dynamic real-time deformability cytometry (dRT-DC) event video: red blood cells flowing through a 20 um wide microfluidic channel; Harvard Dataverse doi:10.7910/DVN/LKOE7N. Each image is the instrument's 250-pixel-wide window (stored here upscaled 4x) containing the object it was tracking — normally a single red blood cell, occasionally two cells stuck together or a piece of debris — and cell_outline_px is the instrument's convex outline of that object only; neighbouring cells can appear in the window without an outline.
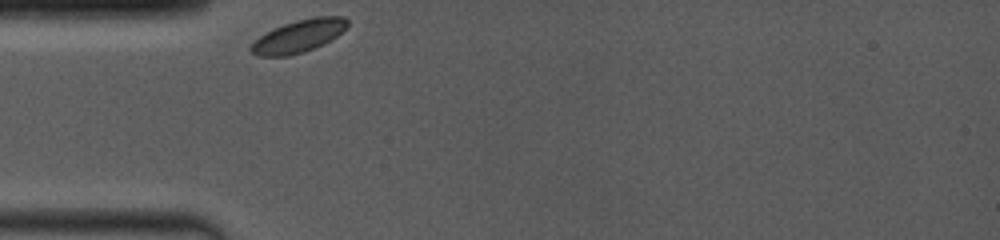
{"species": "common noctule bat (a hibernating species)", "species_latin": "Nyctalus noctula", "temperature_condition": "room temperature", "stored_images_in_passage": 39, "camera_frame_rate_fps": 4000, "um_per_image_px": 0.085, "animal": {"sex": "female", "body_mass_g": 19.0, "forearm_length_mm": 53.3}, "frame": {"image": 1, "passage_image": 1, "time_ms": 0.0, "image_size_px": [1000, 240], "cell_outline_px": [[348, 28], [324, 44], [304, 52], [288, 56], [260, 56], [252, 52], [248, 48], [260, 36], [272, 28], [296, 20], [312, 16], [344, 16], [348, 20]], "centroid_in_image_um": [25.42, 3.05], "position_along_channel_um": 59.6, "area_um2": 18.44}}
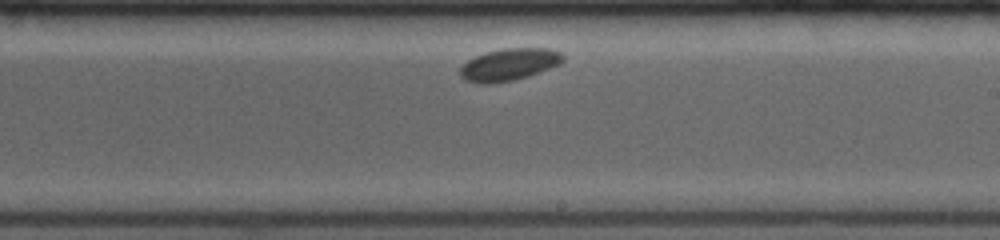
{"frame": {"image": 2, "passage_image": 22, "time_ms": 5.25, "image_size_px": [1000, 240], "cell_outline_px": [[564, 60], [560, 64], [528, 76], [512, 80], [488, 84], [464, 80], [460, 76], [460, 68], [468, 60], [476, 56], [488, 52], [504, 48], [552, 48], [560, 52], [564, 56]], "centroid_in_image_um": [43.3, 5.47], "position_along_channel_um": 245.7, "area_um2": 19.07}}
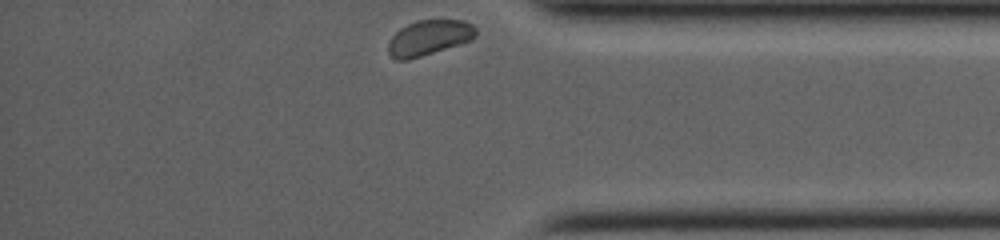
{"frame": {"image": 3, "passage_image": 39, "time_ms": 9.5, "image_size_px": [1000, 240], "cell_outline_px": [[476, 36], [472, 40], [460, 44], [408, 60], [396, 60], [388, 52], [388, 40], [400, 28], [416, 20], [464, 20], [472, 24], [476, 28]], "centroid_in_image_um": [36.46, 3.2], "position_along_channel_um": 398.7, "area_um2": 18.03}}